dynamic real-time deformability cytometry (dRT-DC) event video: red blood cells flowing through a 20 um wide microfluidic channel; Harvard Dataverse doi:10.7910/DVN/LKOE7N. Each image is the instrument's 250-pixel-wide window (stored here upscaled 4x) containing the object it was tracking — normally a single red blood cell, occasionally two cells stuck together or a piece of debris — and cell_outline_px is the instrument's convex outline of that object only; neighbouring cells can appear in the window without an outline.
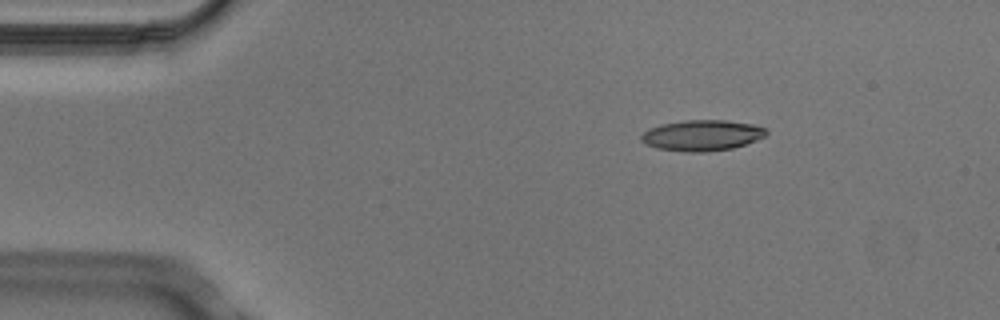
{"species": "Egyptian fruit bat (a non-hibernating species)", "species_latin": "Rousettus aegyptiacus", "temperature_condition": "cold", "stored_images_in_passage": 3, "camera_frame_rate_fps": 3000, "um_per_image_px": 0.085, "animal": {"sex": "male"}, "frame": {"image": 1, "passage_image": 2, "time_ms": 0.333, "image_size_px": [1000, 320], "cell_outline_px": [[768, 132], [764, 136], [756, 140], [732, 148], [708, 152], [684, 152], [656, 148], [644, 144], [640, 140], [640, 136], [648, 128], [660, 124], [684, 120], [724, 120], [756, 124], [764, 128]], "centroid_in_image_um": [59.63, 11.5], "position_along_channel_um": 25.4, "area_um2": 22.66}}
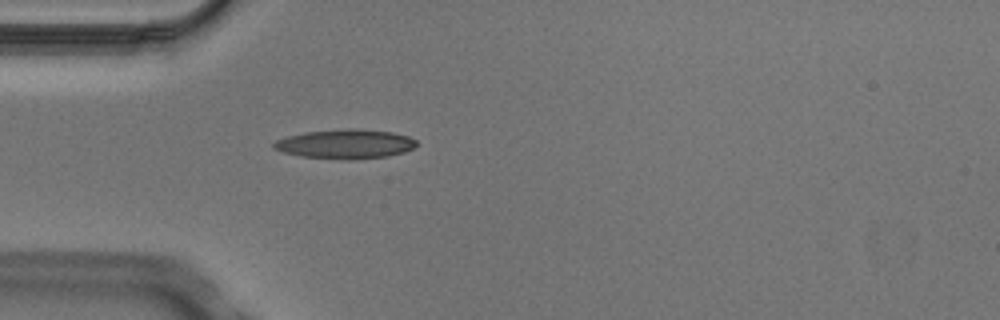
{"frame": {"image": 2, "passage_image": 3, "time_ms": 0.667, "image_size_px": [1000, 320], "cell_outline_px": [[416, 144], [412, 148], [404, 152], [388, 156], [300, 156], [284, 152], [272, 148], [272, 144], [276, 140], [288, 136], [304, 132], [348, 128], [356, 128], [392, 132], [408, 136], [416, 140]], "centroid_in_image_um": [29.34, 12.17], "position_along_channel_um": 55.7, "area_um2": 23.12}}